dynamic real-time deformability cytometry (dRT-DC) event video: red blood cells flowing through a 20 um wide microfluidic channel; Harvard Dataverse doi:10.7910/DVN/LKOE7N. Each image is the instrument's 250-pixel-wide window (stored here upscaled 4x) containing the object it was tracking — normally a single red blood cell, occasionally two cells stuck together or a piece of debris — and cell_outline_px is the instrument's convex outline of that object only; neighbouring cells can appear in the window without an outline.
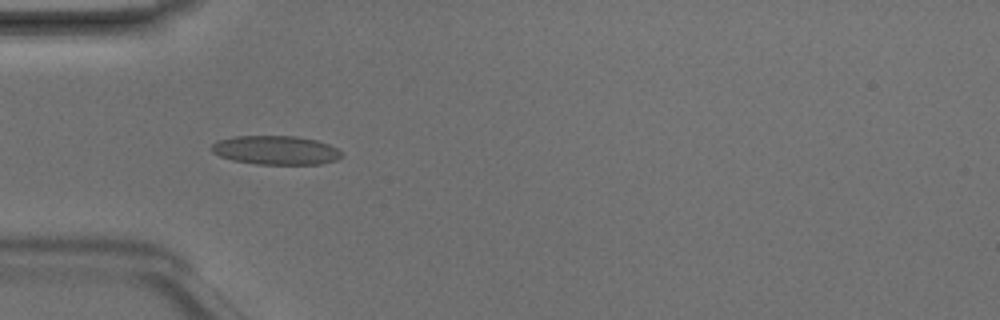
{"species": "Egyptian fruit bat (a non-hibernating species)", "species_latin": "Rousettus aegyptiacus", "temperature_condition": "room temperature", "stored_images_in_passage": 48, "camera_frame_rate_fps": 3000, "um_per_image_px": 0.085, "animal": {"sex": "male"}, "frame": {"image": 1, "passage_image": 15, "time_ms": 4.667, "image_size_px": [1000, 320], "cell_outline_px": [[344, 156], [336, 160], [320, 164], [256, 164], [232, 160], [220, 156], [212, 152], [212, 144], [216, 140], [236, 136], [296, 136], [316, 140], [328, 144], [344, 152]], "centroid_in_image_um": [23.46, 12.76], "position_along_channel_um": 61.5, "area_um2": 22.02}}
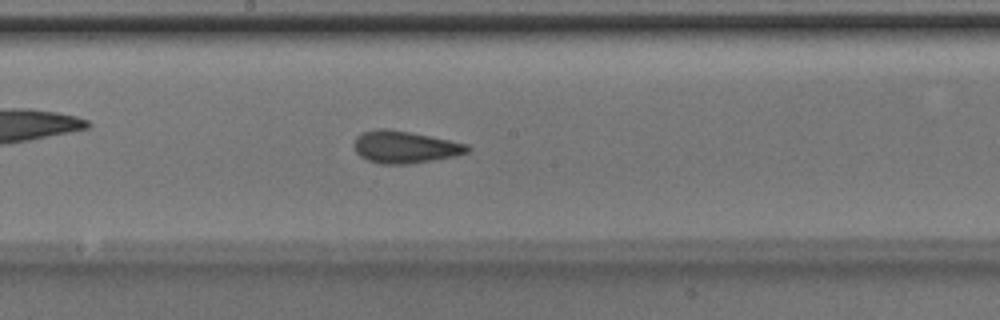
{"frame": {"image": 2, "passage_image": 26, "time_ms": 8.333, "image_size_px": [1000, 320], "cell_outline_px": [[472, 148], [468, 152], [456, 156], [408, 164], [380, 164], [368, 160], [360, 156], [356, 152], [352, 144], [356, 136], [360, 132], [376, 128], [388, 128], [468, 144]], "centroid_in_image_um": [34.36, 12.49], "position_along_channel_um": 213.8, "area_um2": 21.39}}
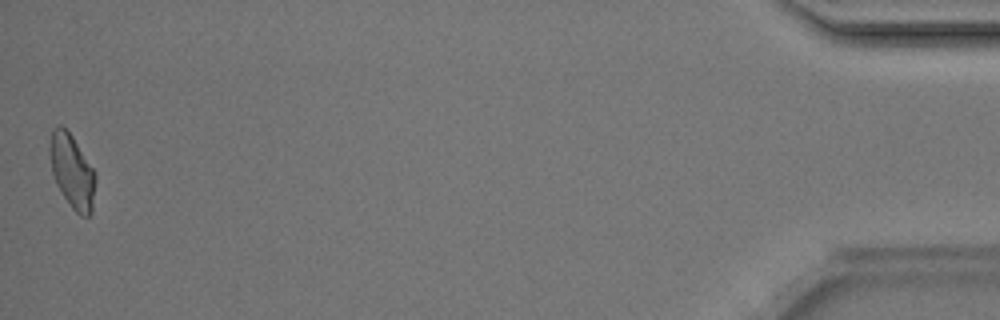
{"frame": {"image": 3, "passage_image": 48, "time_ms": 15.667, "image_size_px": [1000, 320], "cell_outline_px": [[96, 180], [92, 212], [88, 216], [80, 216], [72, 208], [56, 184], [52, 172], [48, 152], [48, 148], [52, 132], [60, 124], [72, 136], [96, 172]], "centroid_in_image_um": [6.13, 14.58], "position_along_channel_um": 429.1, "area_um2": 19.65}, "authors_computed_cell_mechanics": {"area_um2": 20.808, "velocity_mm_per_s": 4.2148, "shape_relaxation_time_tau1_ms": null, "shape_relaxation_time_tau2_ms": 1.7419, "deformation_change_tau1": null, "deformation_change_tau2": 0.1046}}